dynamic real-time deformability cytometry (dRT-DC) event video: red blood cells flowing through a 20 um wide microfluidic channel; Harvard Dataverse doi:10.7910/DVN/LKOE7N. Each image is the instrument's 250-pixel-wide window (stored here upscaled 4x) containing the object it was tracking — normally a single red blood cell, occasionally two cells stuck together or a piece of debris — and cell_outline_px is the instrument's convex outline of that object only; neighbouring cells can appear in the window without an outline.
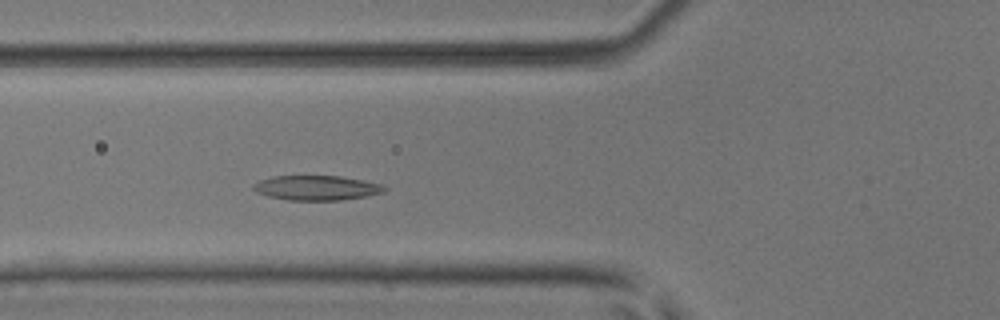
{"species": "common noctule bat (a hibernating species)", "species_latin": "Nyctalus noctula", "temperature_condition": "room temperature", "stored_images_in_passage": 30, "camera_frame_rate_fps": 3000, "um_per_image_px": 0.085, "animal": {"sex": "male", "body_mass_g": 17.9, "forearm_length_mm": 54.2}, "frame": {"image": 1, "passage_image": 3, "time_ms": 0.667, "image_size_px": [1000, 320], "cell_outline_px": [[388, 188], [384, 192], [364, 196], [340, 200], [288, 200], [268, 196], [256, 192], [252, 188], [252, 184], [260, 180], [272, 176], [340, 176], [380, 184]], "centroid_in_image_um": [26.86, 15.96], "position_along_channel_um": 98.9, "area_um2": 18.73}}
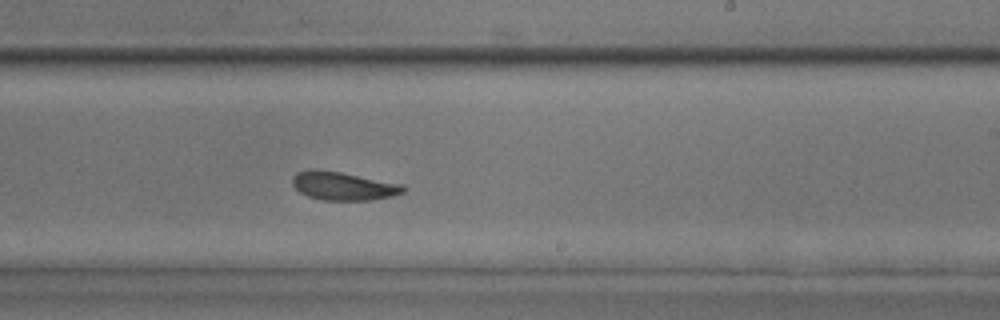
{"frame": {"image": 2, "passage_image": 15, "time_ms": 4.667, "image_size_px": [1000, 320], "cell_outline_px": [[408, 188], [404, 192], [392, 196], [372, 200], [324, 200], [308, 196], [300, 192], [292, 184], [292, 176], [296, 172], [308, 168], [312, 168], [340, 172], [400, 184]], "centroid_in_image_um": [29.14, 15.8], "position_along_channel_um": 259.9, "area_um2": 18.32}}
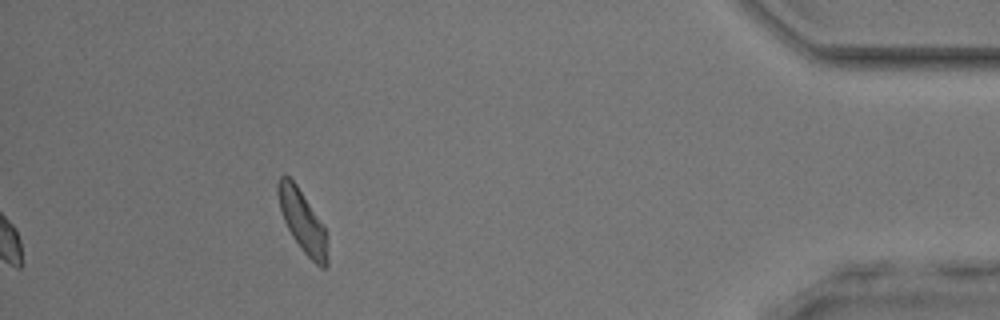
{"frame": {"image": 3, "passage_image": 30, "time_ms": 9.667, "image_size_px": [1000, 320], "cell_outline_px": [[328, 268], [320, 268], [300, 248], [292, 236], [284, 220], [280, 208], [276, 192], [276, 184], [280, 176], [288, 176], [296, 184], [324, 228], [328, 260]], "centroid_in_image_um": [25.68, 18.83], "position_along_channel_um": 409.5, "area_um2": 17.4}, "authors_computed_cell_mechanics": {"area_um2": 18.3226, "velocity_mm_per_s": 4.0405, "shape_relaxation_time_tau1_ms": 2.0083, "shape_relaxation_time_tau2_ms": 1.84, "deformation_change_tau1": 0.0931, "deformation_change_tau2": 0.0932}}